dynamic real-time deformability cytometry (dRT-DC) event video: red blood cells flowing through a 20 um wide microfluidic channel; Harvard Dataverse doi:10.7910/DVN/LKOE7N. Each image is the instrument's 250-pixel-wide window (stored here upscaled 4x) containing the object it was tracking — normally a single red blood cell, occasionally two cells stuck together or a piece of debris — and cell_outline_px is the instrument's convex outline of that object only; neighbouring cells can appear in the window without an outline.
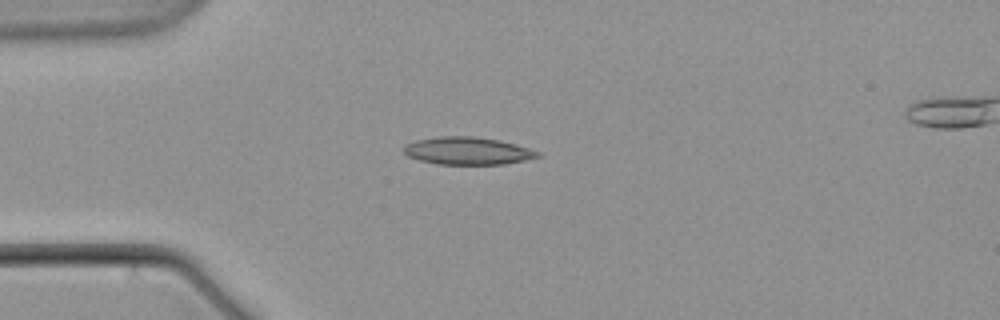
{"species": "common noctule bat (a hibernating species)", "species_latin": "Nyctalus noctula", "temperature_condition": "warm", "stored_images_in_passage": 6, "camera_frame_rate_fps": 3000, "um_per_image_px": 0.085, "animal": {"sex": "male", "body_mass_g": 21.5, "forearm_length_mm": 52.0}, "frame": {"image": 1, "passage_image": 5, "time_ms": 4.667, "image_size_px": [1000, 320], "cell_outline_px": [[540, 156], [524, 160], [504, 164], [436, 164], [420, 160], [408, 156], [404, 152], [404, 148], [408, 144], [416, 140], [440, 136], [472, 136], [500, 140], [516, 144], [540, 152]], "centroid_in_image_um": [39.76, 12.82], "position_along_channel_um": 45.2, "area_um2": 21.33}}